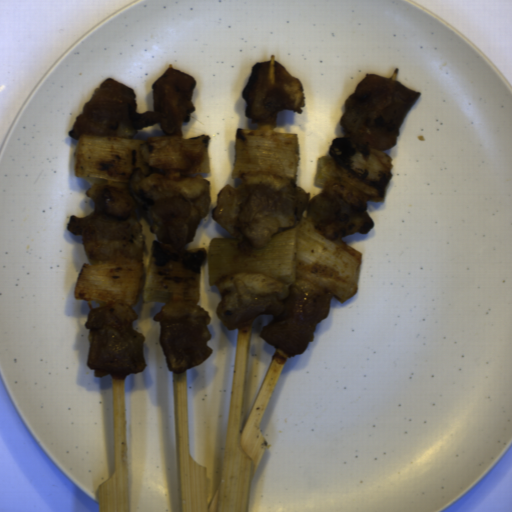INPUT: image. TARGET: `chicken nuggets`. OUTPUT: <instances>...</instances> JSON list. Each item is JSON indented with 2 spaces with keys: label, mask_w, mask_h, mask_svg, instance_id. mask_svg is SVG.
<instances>
[{
  "label": "chicken nuggets",
  "mask_w": 512,
  "mask_h": 512,
  "mask_svg": "<svg viewBox=\"0 0 512 512\" xmlns=\"http://www.w3.org/2000/svg\"><path fill=\"white\" fill-rule=\"evenodd\" d=\"M95 203L84 217H70L66 229L82 244L90 262L111 258L142 261L145 231L166 245L191 241L211 208L210 182L203 173L144 176L135 169L129 182H103L86 189Z\"/></svg>",
  "instance_id": "obj_1"
},
{
  "label": "chicken nuggets",
  "mask_w": 512,
  "mask_h": 512,
  "mask_svg": "<svg viewBox=\"0 0 512 512\" xmlns=\"http://www.w3.org/2000/svg\"><path fill=\"white\" fill-rule=\"evenodd\" d=\"M310 197L297 186L296 178L239 176L237 187H221L211 215L238 242L259 250L302 218L330 241L367 234L375 225L367 196L346 183L333 179Z\"/></svg>",
  "instance_id": "obj_2"
},
{
  "label": "chicken nuggets",
  "mask_w": 512,
  "mask_h": 512,
  "mask_svg": "<svg viewBox=\"0 0 512 512\" xmlns=\"http://www.w3.org/2000/svg\"><path fill=\"white\" fill-rule=\"evenodd\" d=\"M215 286L221 296L216 312L227 330L272 315L259 335L291 358L314 340L315 327L328 317L334 297L304 280L285 284L262 274L228 276Z\"/></svg>",
  "instance_id": "obj_3"
},
{
  "label": "chicken nuggets",
  "mask_w": 512,
  "mask_h": 512,
  "mask_svg": "<svg viewBox=\"0 0 512 512\" xmlns=\"http://www.w3.org/2000/svg\"><path fill=\"white\" fill-rule=\"evenodd\" d=\"M193 75L168 68L152 85L153 111L137 112V97L132 89L106 79L84 103L69 135L133 138L154 124L165 136L180 137L182 128L195 111Z\"/></svg>",
  "instance_id": "obj_4"
},
{
  "label": "chicken nuggets",
  "mask_w": 512,
  "mask_h": 512,
  "mask_svg": "<svg viewBox=\"0 0 512 512\" xmlns=\"http://www.w3.org/2000/svg\"><path fill=\"white\" fill-rule=\"evenodd\" d=\"M420 95L401 81L370 72L344 102L340 124L348 138L376 150H391Z\"/></svg>",
  "instance_id": "obj_5"
},
{
  "label": "chicken nuggets",
  "mask_w": 512,
  "mask_h": 512,
  "mask_svg": "<svg viewBox=\"0 0 512 512\" xmlns=\"http://www.w3.org/2000/svg\"><path fill=\"white\" fill-rule=\"evenodd\" d=\"M137 311L130 305L103 301L88 312L87 365L96 378L125 377L145 370L144 337L133 327Z\"/></svg>",
  "instance_id": "obj_6"
},
{
  "label": "chicken nuggets",
  "mask_w": 512,
  "mask_h": 512,
  "mask_svg": "<svg viewBox=\"0 0 512 512\" xmlns=\"http://www.w3.org/2000/svg\"><path fill=\"white\" fill-rule=\"evenodd\" d=\"M153 321L159 324L158 341L169 371L180 374L191 370L213 352L207 345L212 317L197 303L167 301L153 315Z\"/></svg>",
  "instance_id": "obj_7"
},
{
  "label": "chicken nuggets",
  "mask_w": 512,
  "mask_h": 512,
  "mask_svg": "<svg viewBox=\"0 0 512 512\" xmlns=\"http://www.w3.org/2000/svg\"><path fill=\"white\" fill-rule=\"evenodd\" d=\"M245 117L254 125L275 123L280 112L301 114L306 95L299 78L274 60L256 62L241 92Z\"/></svg>",
  "instance_id": "obj_8"
}]
</instances>
